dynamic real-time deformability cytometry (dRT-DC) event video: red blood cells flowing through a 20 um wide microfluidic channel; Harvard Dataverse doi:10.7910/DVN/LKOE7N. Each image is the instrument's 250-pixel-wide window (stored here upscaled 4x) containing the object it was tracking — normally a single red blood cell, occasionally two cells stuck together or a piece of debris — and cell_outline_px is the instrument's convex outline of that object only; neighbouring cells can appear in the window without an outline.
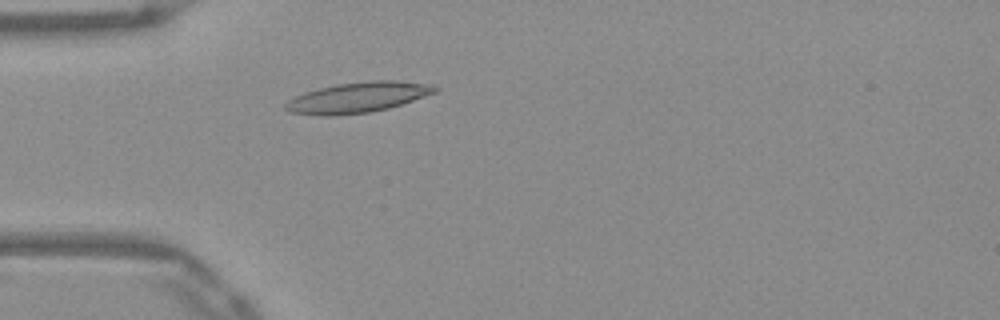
{"species": "Egyptian fruit bat (a non-hibernating species)", "species_latin": "Rousettus aegyptiacus", "temperature_condition": "warm", "stored_images_in_passage": 49, "camera_frame_rate_fps": 3000, "um_per_image_px": 0.085, "frame": {"image": 1, "passage_image": 12, "time_ms": 3.667, "image_size_px": [1000, 320], "cell_outline_px": [[440, 88], [436, 92], [388, 108], [372, 112], [336, 116], [324, 116], [288, 112], [284, 108], [284, 104], [288, 100], [304, 92], [336, 84], [368, 80], [396, 80], [432, 84]], "centroid_in_image_um": [30.39, 8.28], "position_along_channel_um": 54.6, "area_um2": 26.7}}
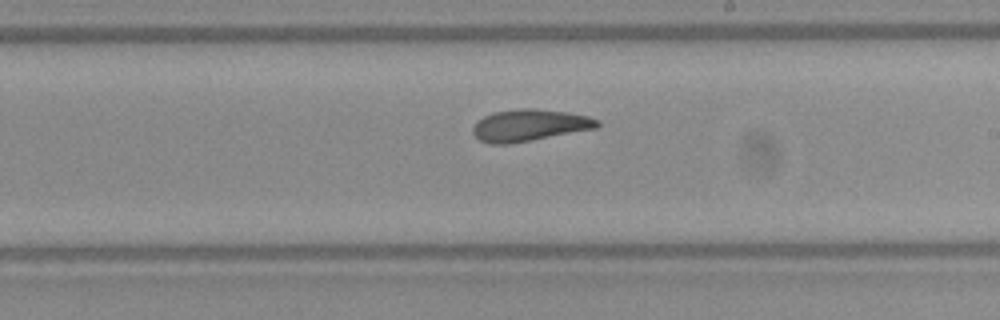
{"frame": {"image": 2, "passage_image": 27, "time_ms": 8.667, "image_size_px": [1000, 320], "cell_outline_px": [[600, 124], [596, 128], [508, 144], [492, 144], [480, 140], [472, 132], [472, 128], [476, 120], [492, 112], [520, 108], [536, 108], [564, 112], [588, 116], [600, 120]], "centroid_in_image_um": [44.97, 10.63], "position_along_channel_um": 244.0, "area_um2": 22.95}}
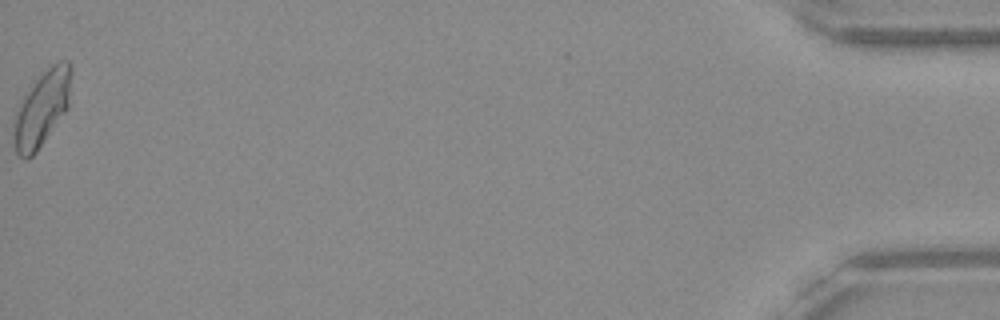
{"frame": {"image": 3, "passage_image": 49, "time_ms": 16.0, "image_size_px": [1000, 320], "cell_outline_px": [[72, 72], [68, 108], [36, 152], [28, 160], [24, 160], [16, 152], [12, 140], [12, 120], [20, 96], [52, 64], [60, 60], [68, 60], [72, 64]], "centroid_in_image_um": [3.51, 9.23], "position_along_channel_um": 431.7, "area_um2": 25.95}, "authors_computed_cell_mechanics": {"area_um2": 23.2934, "velocity_mm_per_s": 3.9085, "shape_relaxation_time_tau1_ms": null, "shape_relaxation_time_tau2_ms": 2.9561, "deformation_change_tau1": null, "deformation_change_tau2": 0.104}}